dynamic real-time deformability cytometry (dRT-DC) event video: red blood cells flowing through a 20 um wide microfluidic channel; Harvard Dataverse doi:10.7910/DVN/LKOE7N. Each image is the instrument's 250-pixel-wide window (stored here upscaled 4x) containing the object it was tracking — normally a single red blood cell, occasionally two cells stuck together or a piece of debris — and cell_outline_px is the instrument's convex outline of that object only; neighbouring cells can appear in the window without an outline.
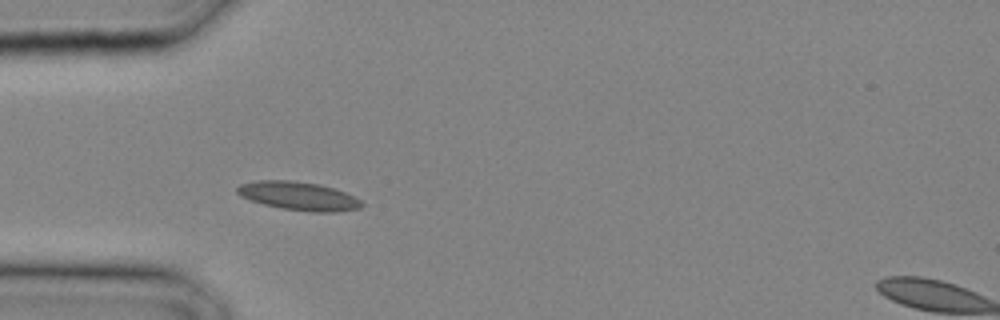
{"species": "common noctule bat (a hibernating species)", "species_latin": "Nyctalus noctula", "temperature_condition": "cold", "stored_images_in_passage": 5, "camera_frame_rate_fps": 3000, "um_per_image_px": 0.085, "animal": {"sex": "male", "body_mass_g": 20.4}, "frame": {"image": 1, "passage_image": 1, "time_ms": 0.0, "image_size_px": [1000, 320], "cell_outline_px": [[364, 204], [360, 208], [336, 212], [312, 212], [284, 208], [264, 204], [240, 196], [236, 192], [236, 188], [240, 184], [260, 180], [292, 180], [316, 184], [332, 188], [344, 192], [360, 200]], "centroid_in_image_um": [25.37, 16.66], "position_along_channel_um": 59.6, "area_um2": 20.35}}
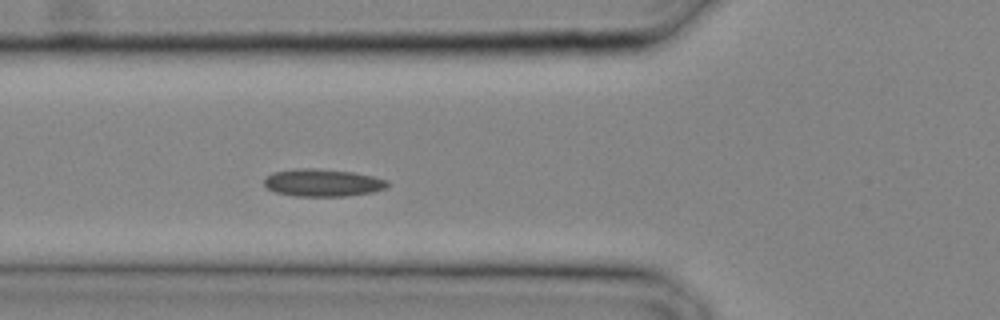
{"frame": {"image": 2, "passage_image": 3, "time_ms": 0.667, "image_size_px": [1000, 320], "cell_outline_px": [[388, 184], [384, 188], [372, 192], [344, 196], [296, 196], [276, 192], [268, 188], [264, 184], [264, 176], [272, 172], [296, 168], [316, 168], [356, 172], [388, 180]], "centroid_in_image_um": [27.39, 15.51], "position_along_channel_um": 98.4, "area_um2": 19.83}}
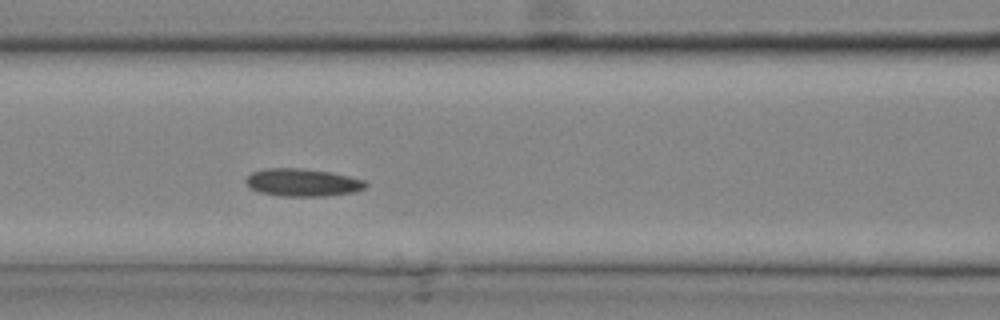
{"frame": {"image": 3, "passage_image": 5, "time_ms": 1.333, "image_size_px": [1000, 320], "cell_outline_px": [[368, 184], [364, 188], [356, 192], [324, 196], [280, 196], [260, 192], [252, 188], [244, 180], [252, 172], [264, 168], [300, 168], [332, 172], [364, 180]], "centroid_in_image_um": [25.73, 15.51], "position_along_channel_um": 140.9, "area_um2": 19.31}}